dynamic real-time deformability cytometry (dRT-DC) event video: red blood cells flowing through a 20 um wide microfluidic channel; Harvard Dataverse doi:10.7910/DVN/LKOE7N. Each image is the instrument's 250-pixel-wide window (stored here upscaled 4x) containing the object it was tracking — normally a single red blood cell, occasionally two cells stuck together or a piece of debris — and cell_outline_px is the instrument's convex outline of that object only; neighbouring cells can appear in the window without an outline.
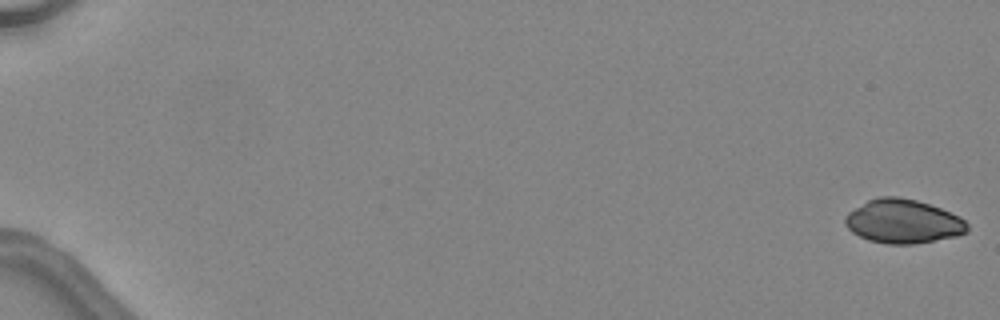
{"species": "common noctule bat (a hibernating species)", "species_latin": "Nyctalus noctula", "temperature_condition": "warm", "stored_images_in_passage": 48, "camera_frame_rate_fps": 3000, "um_per_image_px": 0.085, "animal": {"sex": "female", "body_mass_g": 24.6, "forearm_length_mm": 56.2}, "frame": {"image": 1, "passage_image": 1, "time_ms": 0.0, "image_size_px": [1000, 320], "cell_outline_px": [[968, 232], [956, 236], [912, 244], [888, 244], [868, 240], [852, 232], [844, 224], [844, 216], [848, 212], [868, 200], [880, 196], [896, 196], [916, 200], [940, 208], [960, 216], [968, 224]], "centroid_in_image_um": [76.75, 18.82], "position_along_channel_um": 8.3, "area_um2": 31.21}}
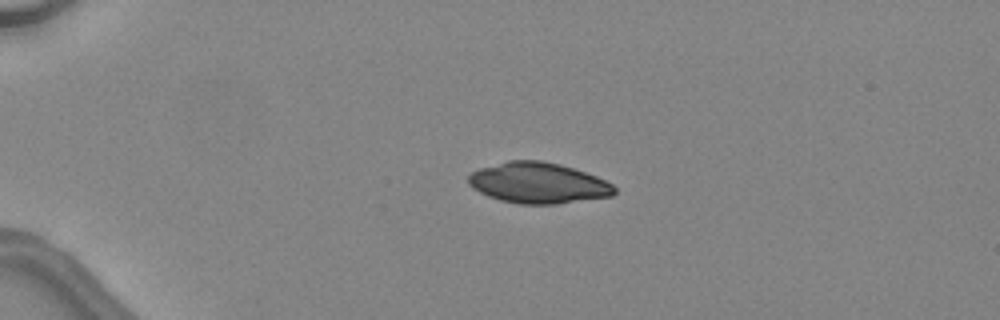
{"frame": {"image": 2, "passage_image": 13, "time_ms": 4.0, "image_size_px": [1000, 320], "cell_outline_px": [[616, 192], [612, 196], [556, 204], [520, 204], [500, 200], [488, 196], [472, 188], [468, 184], [468, 176], [472, 172], [480, 168], [508, 160], [540, 160], [560, 164], [596, 176], [612, 184], [616, 188]], "centroid_in_image_um": [45.73, 15.55], "position_along_channel_um": 39.3, "area_um2": 34.68}}